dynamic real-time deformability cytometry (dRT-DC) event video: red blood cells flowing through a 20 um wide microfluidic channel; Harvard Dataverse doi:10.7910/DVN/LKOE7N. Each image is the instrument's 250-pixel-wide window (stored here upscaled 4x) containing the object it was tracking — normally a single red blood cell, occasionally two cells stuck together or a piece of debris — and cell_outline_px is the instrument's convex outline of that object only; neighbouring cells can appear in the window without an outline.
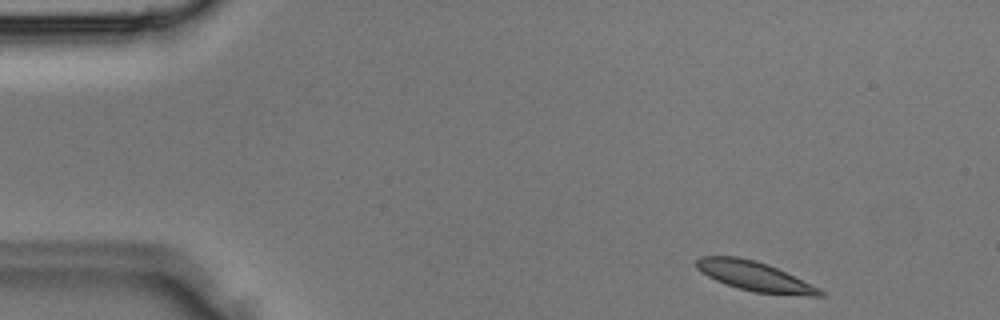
{"species": "Egyptian fruit bat (a non-hibernating species)", "species_latin": "Rousettus aegyptiacus", "temperature_condition": "room temperature", "stored_images_in_passage": 34, "camera_frame_rate_fps": 3000, "um_per_image_px": 0.085, "animal": {"sex": "male"}, "frame": {"image": 1, "passage_image": 1, "time_ms": 0.0, "image_size_px": [1000, 320], "cell_outline_px": [[824, 296], [808, 296], [752, 292], [716, 280], [700, 272], [696, 268], [696, 260], [700, 256], [740, 256], [756, 260], [768, 264], [820, 288], [824, 292]], "centroid_in_image_um": [64.14, 23.47], "position_along_channel_um": 20.9, "area_um2": 21.21}}
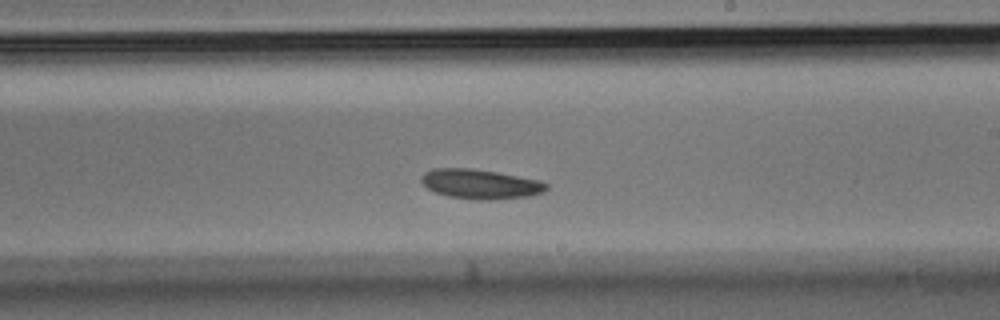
{"frame": {"image": 2, "passage_image": 18, "time_ms": 5.667, "image_size_px": [1000, 320], "cell_outline_px": [[548, 188], [544, 192], [528, 196], [488, 200], [476, 200], [448, 196], [436, 192], [428, 188], [420, 180], [420, 176], [424, 172], [432, 168], [472, 168], [496, 172], [540, 180], [548, 184]], "centroid_in_image_um": [40.82, 15.64], "position_along_channel_um": 248.2, "area_um2": 21.62}}
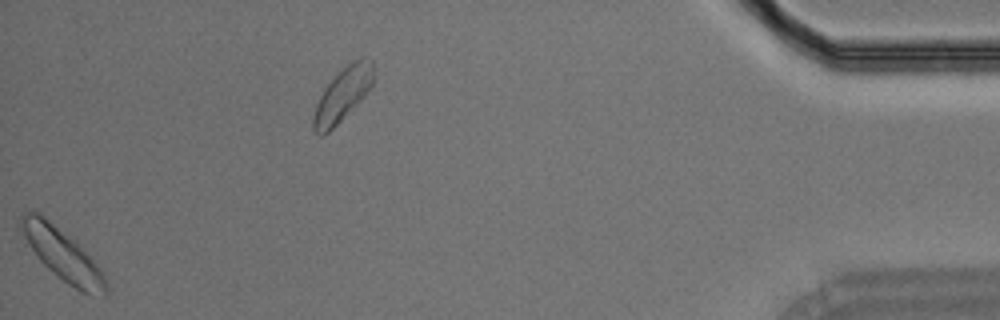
{"frame": {"image": 3, "passage_image": 33, "time_ms": 10.667, "image_size_px": [1000, 320], "cell_outline_px": [[108, 292], [104, 296], [80, 292], [68, 284], [52, 272], [40, 260], [24, 236], [16, 220], [24, 212], [36, 212], [44, 216], [76, 240], [84, 248], [96, 264], [104, 276], [108, 284]], "centroid_in_image_um": [5.32, 21.62], "position_along_channel_um": 429.9, "area_um2": 25.55}}